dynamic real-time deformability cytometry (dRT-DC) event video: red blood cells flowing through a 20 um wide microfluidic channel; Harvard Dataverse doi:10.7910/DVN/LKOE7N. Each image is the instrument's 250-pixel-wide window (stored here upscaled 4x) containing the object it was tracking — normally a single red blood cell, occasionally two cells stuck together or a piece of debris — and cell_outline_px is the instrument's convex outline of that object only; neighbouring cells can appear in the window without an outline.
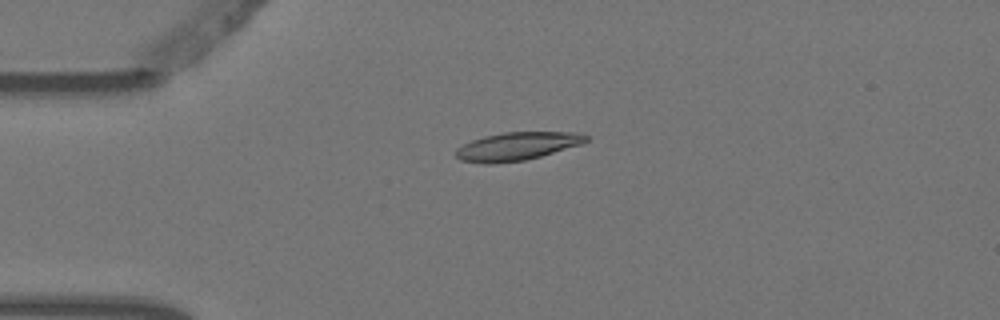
{"species": "Egyptian fruit bat (a non-hibernating species)", "species_latin": "Rousettus aegyptiacus", "temperature_condition": "warm", "stored_images_in_passage": 5, "camera_frame_rate_fps": 3000, "um_per_image_px": 0.085, "animal": {"sex": "female"}, "frame": {"image": 1, "passage_image": 4, "time_ms": 1.0, "image_size_px": [1000, 320], "cell_outline_px": [[588, 140], [580, 144], [540, 156], [524, 160], [492, 164], [484, 164], [460, 160], [456, 156], [456, 148], [472, 140], [484, 136], [504, 132], [580, 132], [588, 136]], "centroid_in_image_um": [43.92, 12.43], "position_along_channel_um": 41.1, "area_um2": 21.21}}